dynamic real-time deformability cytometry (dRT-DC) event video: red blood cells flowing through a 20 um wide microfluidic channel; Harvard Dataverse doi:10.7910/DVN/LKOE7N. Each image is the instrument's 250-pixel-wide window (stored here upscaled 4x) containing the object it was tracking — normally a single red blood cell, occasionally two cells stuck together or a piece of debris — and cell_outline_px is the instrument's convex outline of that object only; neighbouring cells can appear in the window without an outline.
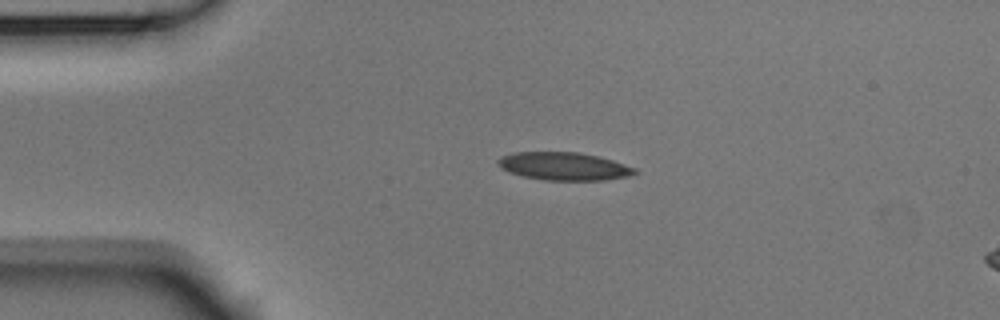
{"species": "Egyptian fruit bat (a non-hibernating species)", "species_latin": "Rousettus aegyptiacus", "temperature_condition": "room temperature", "stored_images_in_passage": 4, "camera_frame_rate_fps": 3000, "um_per_image_px": 0.085, "animal": {"sex": "male"}, "frame": {"image": 1, "passage_image": 3, "time_ms": 0.667, "image_size_px": [1000, 320], "cell_outline_px": [[640, 172], [628, 176], [604, 180], [544, 180], [524, 176], [508, 172], [500, 168], [496, 164], [496, 160], [500, 156], [512, 152], [576, 152], [596, 156], [612, 160], [636, 168]], "centroid_in_image_um": [47.88, 14.13], "position_along_channel_um": 37.1, "area_um2": 22.37}}